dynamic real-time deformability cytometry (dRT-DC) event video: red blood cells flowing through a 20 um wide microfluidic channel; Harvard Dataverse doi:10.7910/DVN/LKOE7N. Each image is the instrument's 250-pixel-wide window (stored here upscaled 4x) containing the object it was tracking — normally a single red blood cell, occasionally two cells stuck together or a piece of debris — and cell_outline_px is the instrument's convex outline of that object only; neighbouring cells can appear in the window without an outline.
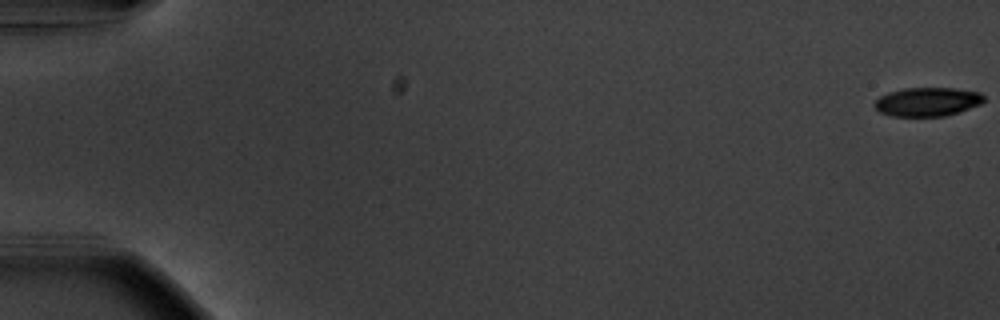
{"species": "common noctule bat (a hibernating species)", "species_latin": "Nyctalus noctula", "temperature_condition": "warm", "stored_images_in_passage": 57, "camera_frame_rate_fps": 3000, "um_per_image_px": 0.085, "animal": {"sex": "male", "body_mass_g": 20.1, "forearm_length_mm": 53.5}, "frame": {"image": 1, "passage_image": 1, "time_ms": 0.0, "image_size_px": [1000, 320], "cell_outline_px": [[984, 100], [980, 104], [960, 112], [944, 116], [892, 116], [880, 112], [872, 104], [880, 96], [888, 92], [904, 88], [956, 88], [980, 92], [984, 96]], "centroid_in_image_um": [78.83, 8.65], "position_along_channel_um": 6.2, "area_um2": 18.44}}
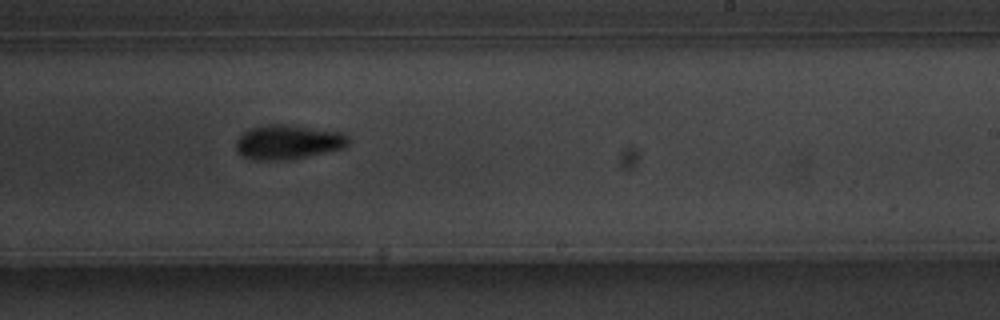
{"frame": {"image": 2, "passage_image": 36, "time_ms": 11.667, "image_size_px": [1000, 320], "cell_outline_px": [[352, 140], [344, 148], [284, 160], [252, 160], [236, 152], [236, 140], [244, 132], [252, 128], [268, 124], [280, 124], [344, 132]], "centroid_in_image_um": [24.49, 12.07], "position_along_channel_um": 264.5, "area_um2": 22.37}}
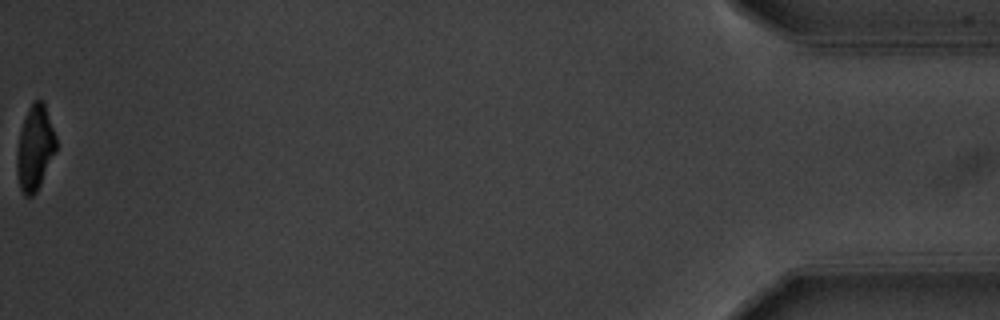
{"frame": {"image": 3, "passage_image": 57, "time_ms": 18.667, "image_size_px": [1000, 320], "cell_outline_px": [[56, 152], [36, 192], [32, 196], [24, 196], [20, 188], [16, 172], [16, 160], [20, 132], [28, 108], [32, 100], [44, 100], [56, 136]], "centroid_in_image_um": [2.98, 12.56], "position_along_channel_um": 432.2, "area_um2": 19.48}, "authors_computed_cell_mechanics": {"area_um2": 20.7502, "velocity_mm_per_s": 3.7029, "shape_relaxation_time_tau1_ms": 3.0046, "shape_relaxation_time_tau2_ms": 5.8562, "deformation_change_tau1": 0.1511, "deformation_change_tau2": 0.1209}}